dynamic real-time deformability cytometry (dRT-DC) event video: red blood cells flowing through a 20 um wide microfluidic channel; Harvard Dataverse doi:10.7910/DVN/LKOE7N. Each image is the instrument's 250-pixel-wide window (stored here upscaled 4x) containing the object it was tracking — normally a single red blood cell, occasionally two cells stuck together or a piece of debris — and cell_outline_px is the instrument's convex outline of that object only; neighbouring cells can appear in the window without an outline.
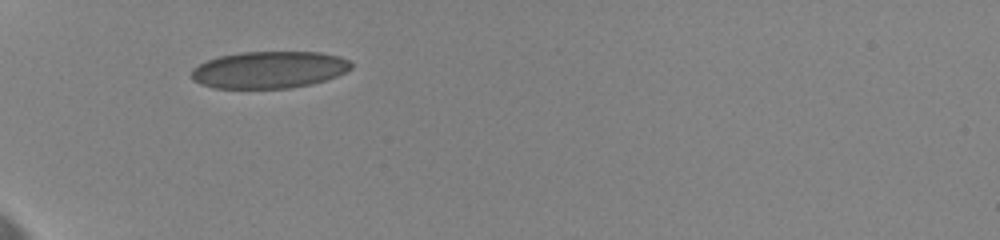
{"species": "human", "species_latin": "Homo sapiens", "temperature_condition": "cold", "stored_images_in_passage": 29, "camera_frame_rate_fps": 3000, "um_per_image_px": 0.085, "donor": {"sex": "female"}, "frame": {"image": 1, "passage_image": 1, "time_ms": 0.0, "image_size_px": [1000, 240], "cell_outline_px": [[352, 68], [336, 76], [312, 84], [292, 88], [212, 88], [200, 84], [192, 80], [192, 68], [208, 60], [220, 56], [240, 52], [320, 52], [340, 56], [348, 60], [352, 64]], "centroid_in_image_um": [22.87, 5.93], "position_along_channel_um": 62.1, "area_um2": 34.45}}